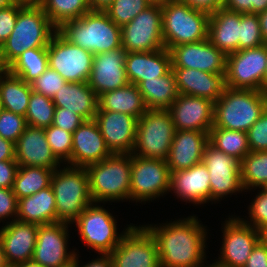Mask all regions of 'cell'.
Returning <instances> with one entry per match:
<instances>
[{
  "label": "cell",
  "mask_w": 267,
  "mask_h": 267,
  "mask_svg": "<svg viewBox=\"0 0 267 267\" xmlns=\"http://www.w3.org/2000/svg\"><path fill=\"white\" fill-rule=\"evenodd\" d=\"M21 7L20 4H11L0 9V47L13 31Z\"/></svg>",
  "instance_id": "f907efd6"
},
{
  "label": "cell",
  "mask_w": 267,
  "mask_h": 267,
  "mask_svg": "<svg viewBox=\"0 0 267 267\" xmlns=\"http://www.w3.org/2000/svg\"><path fill=\"white\" fill-rule=\"evenodd\" d=\"M56 31L37 2L22 6L13 31L0 47V69H7L25 50L48 47Z\"/></svg>",
  "instance_id": "7a4b0ae2"
},
{
  "label": "cell",
  "mask_w": 267,
  "mask_h": 267,
  "mask_svg": "<svg viewBox=\"0 0 267 267\" xmlns=\"http://www.w3.org/2000/svg\"><path fill=\"white\" fill-rule=\"evenodd\" d=\"M209 143L239 161L250 152L247 132L212 127L209 131Z\"/></svg>",
  "instance_id": "f35d334b"
},
{
  "label": "cell",
  "mask_w": 267,
  "mask_h": 267,
  "mask_svg": "<svg viewBox=\"0 0 267 267\" xmlns=\"http://www.w3.org/2000/svg\"><path fill=\"white\" fill-rule=\"evenodd\" d=\"M85 119L74 111L56 107L52 125L73 133Z\"/></svg>",
  "instance_id": "681fc988"
},
{
  "label": "cell",
  "mask_w": 267,
  "mask_h": 267,
  "mask_svg": "<svg viewBox=\"0 0 267 267\" xmlns=\"http://www.w3.org/2000/svg\"><path fill=\"white\" fill-rule=\"evenodd\" d=\"M261 240L267 245V226H265L261 231Z\"/></svg>",
  "instance_id": "003e7915"
},
{
  "label": "cell",
  "mask_w": 267,
  "mask_h": 267,
  "mask_svg": "<svg viewBox=\"0 0 267 267\" xmlns=\"http://www.w3.org/2000/svg\"><path fill=\"white\" fill-rule=\"evenodd\" d=\"M263 41L267 44V10L258 14Z\"/></svg>",
  "instance_id": "91938a15"
},
{
  "label": "cell",
  "mask_w": 267,
  "mask_h": 267,
  "mask_svg": "<svg viewBox=\"0 0 267 267\" xmlns=\"http://www.w3.org/2000/svg\"><path fill=\"white\" fill-rule=\"evenodd\" d=\"M200 222L194 214L168 223L143 225L156 240L160 267H201L207 262L209 233Z\"/></svg>",
  "instance_id": "6da1fadb"
},
{
  "label": "cell",
  "mask_w": 267,
  "mask_h": 267,
  "mask_svg": "<svg viewBox=\"0 0 267 267\" xmlns=\"http://www.w3.org/2000/svg\"><path fill=\"white\" fill-rule=\"evenodd\" d=\"M172 67L192 68L213 74H226L227 55L207 38L168 49Z\"/></svg>",
  "instance_id": "ac0fdd59"
},
{
  "label": "cell",
  "mask_w": 267,
  "mask_h": 267,
  "mask_svg": "<svg viewBox=\"0 0 267 267\" xmlns=\"http://www.w3.org/2000/svg\"><path fill=\"white\" fill-rule=\"evenodd\" d=\"M209 133L197 130L175 131L167 157L170 172L186 170L202 162Z\"/></svg>",
  "instance_id": "484cf974"
},
{
  "label": "cell",
  "mask_w": 267,
  "mask_h": 267,
  "mask_svg": "<svg viewBox=\"0 0 267 267\" xmlns=\"http://www.w3.org/2000/svg\"><path fill=\"white\" fill-rule=\"evenodd\" d=\"M57 31L94 55L122 47L121 27L101 10H90L80 18L64 22Z\"/></svg>",
  "instance_id": "3957f363"
},
{
  "label": "cell",
  "mask_w": 267,
  "mask_h": 267,
  "mask_svg": "<svg viewBox=\"0 0 267 267\" xmlns=\"http://www.w3.org/2000/svg\"><path fill=\"white\" fill-rule=\"evenodd\" d=\"M26 127L25 116L5 109L0 112V136L2 138L16 143Z\"/></svg>",
  "instance_id": "f6af8a7d"
},
{
  "label": "cell",
  "mask_w": 267,
  "mask_h": 267,
  "mask_svg": "<svg viewBox=\"0 0 267 267\" xmlns=\"http://www.w3.org/2000/svg\"><path fill=\"white\" fill-rule=\"evenodd\" d=\"M55 109V104L51 98L32 91L25 115L27 125L39 128L51 126Z\"/></svg>",
  "instance_id": "ab89813d"
},
{
  "label": "cell",
  "mask_w": 267,
  "mask_h": 267,
  "mask_svg": "<svg viewBox=\"0 0 267 267\" xmlns=\"http://www.w3.org/2000/svg\"><path fill=\"white\" fill-rule=\"evenodd\" d=\"M256 196L251 199V205H248L249 218L247 220L240 218L245 224L253 226L257 230L261 231L267 226V188H256ZM250 220V221H249Z\"/></svg>",
  "instance_id": "ee69618b"
},
{
  "label": "cell",
  "mask_w": 267,
  "mask_h": 267,
  "mask_svg": "<svg viewBox=\"0 0 267 267\" xmlns=\"http://www.w3.org/2000/svg\"><path fill=\"white\" fill-rule=\"evenodd\" d=\"M12 4H20L22 6H29L37 2V0H9Z\"/></svg>",
  "instance_id": "be15d7a7"
},
{
  "label": "cell",
  "mask_w": 267,
  "mask_h": 267,
  "mask_svg": "<svg viewBox=\"0 0 267 267\" xmlns=\"http://www.w3.org/2000/svg\"><path fill=\"white\" fill-rule=\"evenodd\" d=\"M32 91L30 83L7 69H0V100L3 109L25 116Z\"/></svg>",
  "instance_id": "836d02e7"
},
{
  "label": "cell",
  "mask_w": 267,
  "mask_h": 267,
  "mask_svg": "<svg viewBox=\"0 0 267 267\" xmlns=\"http://www.w3.org/2000/svg\"><path fill=\"white\" fill-rule=\"evenodd\" d=\"M265 44L258 14L240 13L239 50L256 48Z\"/></svg>",
  "instance_id": "7bdbcfd3"
},
{
  "label": "cell",
  "mask_w": 267,
  "mask_h": 267,
  "mask_svg": "<svg viewBox=\"0 0 267 267\" xmlns=\"http://www.w3.org/2000/svg\"><path fill=\"white\" fill-rule=\"evenodd\" d=\"M39 225L12 221L0 228V241L8 265L16 266L32 260Z\"/></svg>",
  "instance_id": "603a6c76"
},
{
  "label": "cell",
  "mask_w": 267,
  "mask_h": 267,
  "mask_svg": "<svg viewBox=\"0 0 267 267\" xmlns=\"http://www.w3.org/2000/svg\"><path fill=\"white\" fill-rule=\"evenodd\" d=\"M214 103L207 98L179 94L167 109L175 131L197 130L209 133L214 123Z\"/></svg>",
  "instance_id": "d6986e66"
},
{
  "label": "cell",
  "mask_w": 267,
  "mask_h": 267,
  "mask_svg": "<svg viewBox=\"0 0 267 267\" xmlns=\"http://www.w3.org/2000/svg\"><path fill=\"white\" fill-rule=\"evenodd\" d=\"M44 131L56 158L63 165L71 166L72 133L54 125L44 128Z\"/></svg>",
  "instance_id": "b9f144b4"
},
{
  "label": "cell",
  "mask_w": 267,
  "mask_h": 267,
  "mask_svg": "<svg viewBox=\"0 0 267 267\" xmlns=\"http://www.w3.org/2000/svg\"><path fill=\"white\" fill-rule=\"evenodd\" d=\"M16 220L38 225L57 223L55 195L51 185L19 199Z\"/></svg>",
  "instance_id": "4dcf8cb0"
},
{
  "label": "cell",
  "mask_w": 267,
  "mask_h": 267,
  "mask_svg": "<svg viewBox=\"0 0 267 267\" xmlns=\"http://www.w3.org/2000/svg\"><path fill=\"white\" fill-rule=\"evenodd\" d=\"M74 223L83 245L85 244L98 254H110L133 226L130 223L119 234L117 219L113 213H110V210L101 206V203H92L87 206Z\"/></svg>",
  "instance_id": "ba28073f"
},
{
  "label": "cell",
  "mask_w": 267,
  "mask_h": 267,
  "mask_svg": "<svg viewBox=\"0 0 267 267\" xmlns=\"http://www.w3.org/2000/svg\"><path fill=\"white\" fill-rule=\"evenodd\" d=\"M148 6L147 0H114L104 11L116 25L122 27Z\"/></svg>",
  "instance_id": "60d3db41"
},
{
  "label": "cell",
  "mask_w": 267,
  "mask_h": 267,
  "mask_svg": "<svg viewBox=\"0 0 267 267\" xmlns=\"http://www.w3.org/2000/svg\"><path fill=\"white\" fill-rule=\"evenodd\" d=\"M122 48L126 52H151L165 48L162 37V7L148 6L121 27Z\"/></svg>",
  "instance_id": "5bb4252c"
},
{
  "label": "cell",
  "mask_w": 267,
  "mask_h": 267,
  "mask_svg": "<svg viewBox=\"0 0 267 267\" xmlns=\"http://www.w3.org/2000/svg\"><path fill=\"white\" fill-rule=\"evenodd\" d=\"M138 88L147 109L167 110L179 95L172 70L156 79L142 81Z\"/></svg>",
  "instance_id": "d6a6232c"
},
{
  "label": "cell",
  "mask_w": 267,
  "mask_h": 267,
  "mask_svg": "<svg viewBox=\"0 0 267 267\" xmlns=\"http://www.w3.org/2000/svg\"><path fill=\"white\" fill-rule=\"evenodd\" d=\"M15 160L19 166L57 169L63 164L48 144L44 128L27 125L15 143Z\"/></svg>",
  "instance_id": "7402d4cb"
},
{
  "label": "cell",
  "mask_w": 267,
  "mask_h": 267,
  "mask_svg": "<svg viewBox=\"0 0 267 267\" xmlns=\"http://www.w3.org/2000/svg\"><path fill=\"white\" fill-rule=\"evenodd\" d=\"M240 13L220 8L210 14L208 39L226 55L239 50Z\"/></svg>",
  "instance_id": "f546056e"
},
{
  "label": "cell",
  "mask_w": 267,
  "mask_h": 267,
  "mask_svg": "<svg viewBox=\"0 0 267 267\" xmlns=\"http://www.w3.org/2000/svg\"><path fill=\"white\" fill-rule=\"evenodd\" d=\"M169 192H173L177 199L196 206L210 203V175L204 163L171 172Z\"/></svg>",
  "instance_id": "d4e9b609"
},
{
  "label": "cell",
  "mask_w": 267,
  "mask_h": 267,
  "mask_svg": "<svg viewBox=\"0 0 267 267\" xmlns=\"http://www.w3.org/2000/svg\"><path fill=\"white\" fill-rule=\"evenodd\" d=\"M63 166L55 169L51 178L57 222L73 224L84 209L93 203L89 176L85 167Z\"/></svg>",
  "instance_id": "8992f818"
},
{
  "label": "cell",
  "mask_w": 267,
  "mask_h": 267,
  "mask_svg": "<svg viewBox=\"0 0 267 267\" xmlns=\"http://www.w3.org/2000/svg\"><path fill=\"white\" fill-rule=\"evenodd\" d=\"M48 68L47 47L25 50L7 70L26 83L37 79Z\"/></svg>",
  "instance_id": "d590c367"
},
{
  "label": "cell",
  "mask_w": 267,
  "mask_h": 267,
  "mask_svg": "<svg viewBox=\"0 0 267 267\" xmlns=\"http://www.w3.org/2000/svg\"><path fill=\"white\" fill-rule=\"evenodd\" d=\"M201 267H225V266H223V265H220V264H218L216 261H214V262H211V264H207L206 263V265L204 264L203 266H201Z\"/></svg>",
  "instance_id": "2644e50d"
},
{
  "label": "cell",
  "mask_w": 267,
  "mask_h": 267,
  "mask_svg": "<svg viewBox=\"0 0 267 267\" xmlns=\"http://www.w3.org/2000/svg\"><path fill=\"white\" fill-rule=\"evenodd\" d=\"M66 83L67 81L58 72L48 67L30 84L34 92L52 99Z\"/></svg>",
  "instance_id": "bcb514c9"
},
{
  "label": "cell",
  "mask_w": 267,
  "mask_h": 267,
  "mask_svg": "<svg viewBox=\"0 0 267 267\" xmlns=\"http://www.w3.org/2000/svg\"><path fill=\"white\" fill-rule=\"evenodd\" d=\"M69 227L71 224L64 222L39 225L32 260L43 267H63L73 263L77 249L68 251Z\"/></svg>",
  "instance_id": "e0dca14e"
},
{
  "label": "cell",
  "mask_w": 267,
  "mask_h": 267,
  "mask_svg": "<svg viewBox=\"0 0 267 267\" xmlns=\"http://www.w3.org/2000/svg\"><path fill=\"white\" fill-rule=\"evenodd\" d=\"M188 4L191 8L212 14L223 7L222 0H179Z\"/></svg>",
  "instance_id": "db71d44e"
},
{
  "label": "cell",
  "mask_w": 267,
  "mask_h": 267,
  "mask_svg": "<svg viewBox=\"0 0 267 267\" xmlns=\"http://www.w3.org/2000/svg\"><path fill=\"white\" fill-rule=\"evenodd\" d=\"M12 3L9 0H0V9L10 6Z\"/></svg>",
  "instance_id": "a7ac6f4b"
},
{
  "label": "cell",
  "mask_w": 267,
  "mask_h": 267,
  "mask_svg": "<svg viewBox=\"0 0 267 267\" xmlns=\"http://www.w3.org/2000/svg\"><path fill=\"white\" fill-rule=\"evenodd\" d=\"M263 92L267 93V64H266V71H265L264 80H263Z\"/></svg>",
  "instance_id": "89a4df30"
},
{
  "label": "cell",
  "mask_w": 267,
  "mask_h": 267,
  "mask_svg": "<svg viewBox=\"0 0 267 267\" xmlns=\"http://www.w3.org/2000/svg\"><path fill=\"white\" fill-rule=\"evenodd\" d=\"M17 207L18 200L12 188H0V223L3 222L2 225L17 219Z\"/></svg>",
  "instance_id": "c3c4849f"
},
{
  "label": "cell",
  "mask_w": 267,
  "mask_h": 267,
  "mask_svg": "<svg viewBox=\"0 0 267 267\" xmlns=\"http://www.w3.org/2000/svg\"><path fill=\"white\" fill-rule=\"evenodd\" d=\"M267 44L227 55L226 85L232 89L263 91Z\"/></svg>",
  "instance_id": "7c38bea8"
},
{
  "label": "cell",
  "mask_w": 267,
  "mask_h": 267,
  "mask_svg": "<svg viewBox=\"0 0 267 267\" xmlns=\"http://www.w3.org/2000/svg\"><path fill=\"white\" fill-rule=\"evenodd\" d=\"M223 8L242 14H252V0H225Z\"/></svg>",
  "instance_id": "9f6ffc18"
},
{
  "label": "cell",
  "mask_w": 267,
  "mask_h": 267,
  "mask_svg": "<svg viewBox=\"0 0 267 267\" xmlns=\"http://www.w3.org/2000/svg\"><path fill=\"white\" fill-rule=\"evenodd\" d=\"M210 14L179 0L162 7V37L166 49L208 38Z\"/></svg>",
  "instance_id": "52a82bcc"
},
{
  "label": "cell",
  "mask_w": 267,
  "mask_h": 267,
  "mask_svg": "<svg viewBox=\"0 0 267 267\" xmlns=\"http://www.w3.org/2000/svg\"><path fill=\"white\" fill-rule=\"evenodd\" d=\"M174 134L175 127L168 110L148 109L137 120L132 154L147 159L166 161Z\"/></svg>",
  "instance_id": "9c48e42d"
},
{
  "label": "cell",
  "mask_w": 267,
  "mask_h": 267,
  "mask_svg": "<svg viewBox=\"0 0 267 267\" xmlns=\"http://www.w3.org/2000/svg\"><path fill=\"white\" fill-rule=\"evenodd\" d=\"M244 267H267V245L262 240L253 248Z\"/></svg>",
  "instance_id": "f5cc1de1"
},
{
  "label": "cell",
  "mask_w": 267,
  "mask_h": 267,
  "mask_svg": "<svg viewBox=\"0 0 267 267\" xmlns=\"http://www.w3.org/2000/svg\"><path fill=\"white\" fill-rule=\"evenodd\" d=\"M202 162L210 175V202L216 204L225 197L245 192L240 173V161L216 149L210 143L203 152ZM221 199V200H220Z\"/></svg>",
  "instance_id": "4fadbf2b"
},
{
  "label": "cell",
  "mask_w": 267,
  "mask_h": 267,
  "mask_svg": "<svg viewBox=\"0 0 267 267\" xmlns=\"http://www.w3.org/2000/svg\"><path fill=\"white\" fill-rule=\"evenodd\" d=\"M48 67L58 72L67 82H88L94 54L70 43L58 31L48 47Z\"/></svg>",
  "instance_id": "8fae6325"
},
{
  "label": "cell",
  "mask_w": 267,
  "mask_h": 267,
  "mask_svg": "<svg viewBox=\"0 0 267 267\" xmlns=\"http://www.w3.org/2000/svg\"><path fill=\"white\" fill-rule=\"evenodd\" d=\"M126 53L121 47L93 56V65L88 83L98 97L105 92L129 84L125 70Z\"/></svg>",
  "instance_id": "44dd1931"
},
{
  "label": "cell",
  "mask_w": 267,
  "mask_h": 267,
  "mask_svg": "<svg viewBox=\"0 0 267 267\" xmlns=\"http://www.w3.org/2000/svg\"><path fill=\"white\" fill-rule=\"evenodd\" d=\"M55 107L74 111L85 120H92L98 112V96L88 82H67L52 98Z\"/></svg>",
  "instance_id": "f1b7e54d"
},
{
  "label": "cell",
  "mask_w": 267,
  "mask_h": 267,
  "mask_svg": "<svg viewBox=\"0 0 267 267\" xmlns=\"http://www.w3.org/2000/svg\"><path fill=\"white\" fill-rule=\"evenodd\" d=\"M266 108V92L227 87L214 103L213 127L247 132Z\"/></svg>",
  "instance_id": "5b68a950"
},
{
  "label": "cell",
  "mask_w": 267,
  "mask_h": 267,
  "mask_svg": "<svg viewBox=\"0 0 267 267\" xmlns=\"http://www.w3.org/2000/svg\"><path fill=\"white\" fill-rule=\"evenodd\" d=\"M79 257V254L76 252L73 261L74 267H113L112 259L109 254H99V256H97L98 258L96 257L95 259L90 260L85 263V265L80 262ZM80 263L81 265H79Z\"/></svg>",
  "instance_id": "11a10c76"
},
{
  "label": "cell",
  "mask_w": 267,
  "mask_h": 267,
  "mask_svg": "<svg viewBox=\"0 0 267 267\" xmlns=\"http://www.w3.org/2000/svg\"><path fill=\"white\" fill-rule=\"evenodd\" d=\"M37 3L57 29L64 22L80 18L91 10L87 0H37Z\"/></svg>",
  "instance_id": "74e56055"
},
{
  "label": "cell",
  "mask_w": 267,
  "mask_h": 267,
  "mask_svg": "<svg viewBox=\"0 0 267 267\" xmlns=\"http://www.w3.org/2000/svg\"><path fill=\"white\" fill-rule=\"evenodd\" d=\"M19 168L16 160L0 161V188H12Z\"/></svg>",
  "instance_id": "816d5d0a"
},
{
  "label": "cell",
  "mask_w": 267,
  "mask_h": 267,
  "mask_svg": "<svg viewBox=\"0 0 267 267\" xmlns=\"http://www.w3.org/2000/svg\"><path fill=\"white\" fill-rule=\"evenodd\" d=\"M171 1L172 0H147L149 5L160 6V7L167 5Z\"/></svg>",
  "instance_id": "6125c7cd"
},
{
  "label": "cell",
  "mask_w": 267,
  "mask_h": 267,
  "mask_svg": "<svg viewBox=\"0 0 267 267\" xmlns=\"http://www.w3.org/2000/svg\"><path fill=\"white\" fill-rule=\"evenodd\" d=\"M98 111H115L141 118L148 110L135 84L108 91L98 97Z\"/></svg>",
  "instance_id": "1f68e13d"
},
{
  "label": "cell",
  "mask_w": 267,
  "mask_h": 267,
  "mask_svg": "<svg viewBox=\"0 0 267 267\" xmlns=\"http://www.w3.org/2000/svg\"><path fill=\"white\" fill-rule=\"evenodd\" d=\"M109 255L113 267H160L156 240L143 225L133 224Z\"/></svg>",
  "instance_id": "2e32d148"
},
{
  "label": "cell",
  "mask_w": 267,
  "mask_h": 267,
  "mask_svg": "<svg viewBox=\"0 0 267 267\" xmlns=\"http://www.w3.org/2000/svg\"><path fill=\"white\" fill-rule=\"evenodd\" d=\"M267 10V0H252V14H259Z\"/></svg>",
  "instance_id": "94428289"
},
{
  "label": "cell",
  "mask_w": 267,
  "mask_h": 267,
  "mask_svg": "<svg viewBox=\"0 0 267 267\" xmlns=\"http://www.w3.org/2000/svg\"><path fill=\"white\" fill-rule=\"evenodd\" d=\"M250 151H267V108L247 131Z\"/></svg>",
  "instance_id": "7dc6e473"
},
{
  "label": "cell",
  "mask_w": 267,
  "mask_h": 267,
  "mask_svg": "<svg viewBox=\"0 0 267 267\" xmlns=\"http://www.w3.org/2000/svg\"><path fill=\"white\" fill-rule=\"evenodd\" d=\"M94 120L111 153H132L137 131L136 117L115 111H98Z\"/></svg>",
  "instance_id": "ffe728a7"
},
{
  "label": "cell",
  "mask_w": 267,
  "mask_h": 267,
  "mask_svg": "<svg viewBox=\"0 0 267 267\" xmlns=\"http://www.w3.org/2000/svg\"><path fill=\"white\" fill-rule=\"evenodd\" d=\"M85 168L93 203L129 200L131 154L112 153L106 159Z\"/></svg>",
  "instance_id": "277c9868"
},
{
  "label": "cell",
  "mask_w": 267,
  "mask_h": 267,
  "mask_svg": "<svg viewBox=\"0 0 267 267\" xmlns=\"http://www.w3.org/2000/svg\"><path fill=\"white\" fill-rule=\"evenodd\" d=\"M91 10L104 11L114 0H87Z\"/></svg>",
  "instance_id": "680465c9"
},
{
  "label": "cell",
  "mask_w": 267,
  "mask_h": 267,
  "mask_svg": "<svg viewBox=\"0 0 267 267\" xmlns=\"http://www.w3.org/2000/svg\"><path fill=\"white\" fill-rule=\"evenodd\" d=\"M15 160V143L0 136V161Z\"/></svg>",
  "instance_id": "6f0895ef"
},
{
  "label": "cell",
  "mask_w": 267,
  "mask_h": 267,
  "mask_svg": "<svg viewBox=\"0 0 267 267\" xmlns=\"http://www.w3.org/2000/svg\"><path fill=\"white\" fill-rule=\"evenodd\" d=\"M63 267H74V263H71V264L63 266Z\"/></svg>",
  "instance_id": "8c879c8a"
},
{
  "label": "cell",
  "mask_w": 267,
  "mask_h": 267,
  "mask_svg": "<svg viewBox=\"0 0 267 267\" xmlns=\"http://www.w3.org/2000/svg\"><path fill=\"white\" fill-rule=\"evenodd\" d=\"M3 110V107H2V102L0 100V112Z\"/></svg>",
  "instance_id": "753ad0ef"
},
{
  "label": "cell",
  "mask_w": 267,
  "mask_h": 267,
  "mask_svg": "<svg viewBox=\"0 0 267 267\" xmlns=\"http://www.w3.org/2000/svg\"><path fill=\"white\" fill-rule=\"evenodd\" d=\"M179 94L203 97L213 102L225 92L226 74H213L198 69L172 67Z\"/></svg>",
  "instance_id": "4316f807"
},
{
  "label": "cell",
  "mask_w": 267,
  "mask_h": 267,
  "mask_svg": "<svg viewBox=\"0 0 267 267\" xmlns=\"http://www.w3.org/2000/svg\"><path fill=\"white\" fill-rule=\"evenodd\" d=\"M111 154L94 119L85 120L72 133V167H86L106 159Z\"/></svg>",
  "instance_id": "cb8c5ba5"
},
{
  "label": "cell",
  "mask_w": 267,
  "mask_h": 267,
  "mask_svg": "<svg viewBox=\"0 0 267 267\" xmlns=\"http://www.w3.org/2000/svg\"><path fill=\"white\" fill-rule=\"evenodd\" d=\"M171 172L167 162L131 153L129 202H153L170 191ZM153 200V201H152Z\"/></svg>",
  "instance_id": "30bf717a"
},
{
  "label": "cell",
  "mask_w": 267,
  "mask_h": 267,
  "mask_svg": "<svg viewBox=\"0 0 267 267\" xmlns=\"http://www.w3.org/2000/svg\"><path fill=\"white\" fill-rule=\"evenodd\" d=\"M240 173L245 192L267 188V151H250L246 154L240 161Z\"/></svg>",
  "instance_id": "8d00e7d4"
},
{
  "label": "cell",
  "mask_w": 267,
  "mask_h": 267,
  "mask_svg": "<svg viewBox=\"0 0 267 267\" xmlns=\"http://www.w3.org/2000/svg\"><path fill=\"white\" fill-rule=\"evenodd\" d=\"M8 263L5 258V253L3 251V245L0 241V267H7Z\"/></svg>",
  "instance_id": "e7e4bbea"
},
{
  "label": "cell",
  "mask_w": 267,
  "mask_h": 267,
  "mask_svg": "<svg viewBox=\"0 0 267 267\" xmlns=\"http://www.w3.org/2000/svg\"><path fill=\"white\" fill-rule=\"evenodd\" d=\"M125 70L129 83L139 85L168 74L172 70L171 55L163 48L151 52H127Z\"/></svg>",
  "instance_id": "83f0119b"
},
{
  "label": "cell",
  "mask_w": 267,
  "mask_h": 267,
  "mask_svg": "<svg viewBox=\"0 0 267 267\" xmlns=\"http://www.w3.org/2000/svg\"><path fill=\"white\" fill-rule=\"evenodd\" d=\"M53 172L50 168L19 166L12 187L17 200L49 187Z\"/></svg>",
  "instance_id": "e575fe53"
},
{
  "label": "cell",
  "mask_w": 267,
  "mask_h": 267,
  "mask_svg": "<svg viewBox=\"0 0 267 267\" xmlns=\"http://www.w3.org/2000/svg\"><path fill=\"white\" fill-rule=\"evenodd\" d=\"M17 267H43L41 266L39 263L34 262L33 260L24 262V263H20L18 265H16Z\"/></svg>",
  "instance_id": "03108f58"
},
{
  "label": "cell",
  "mask_w": 267,
  "mask_h": 267,
  "mask_svg": "<svg viewBox=\"0 0 267 267\" xmlns=\"http://www.w3.org/2000/svg\"><path fill=\"white\" fill-rule=\"evenodd\" d=\"M233 216H228L222 224L220 255L215 261L225 267H244L253 248L261 240V233L245 224L240 216Z\"/></svg>",
  "instance_id": "9a60e30c"
}]
</instances>
